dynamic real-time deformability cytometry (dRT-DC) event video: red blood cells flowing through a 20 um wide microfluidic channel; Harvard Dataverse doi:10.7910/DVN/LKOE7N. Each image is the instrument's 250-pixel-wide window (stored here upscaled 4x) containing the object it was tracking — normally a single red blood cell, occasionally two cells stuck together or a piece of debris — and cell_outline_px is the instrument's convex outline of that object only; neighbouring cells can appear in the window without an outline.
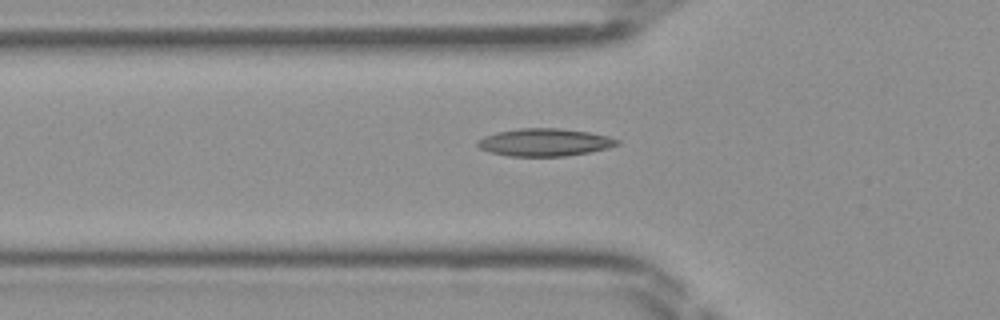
{"species": "Egyptian fruit bat (a non-hibernating species)", "species_latin": "Rousettus aegyptiacus", "temperature_condition": "room temperature", "stored_images_in_passage": 40, "camera_frame_rate_fps": 3000, "um_per_image_px": 0.085, "frame": {"image": 1, "passage_image": 12, "time_ms": 3.667, "image_size_px": [1000, 320], "cell_outline_px": [[620, 144], [608, 148], [588, 152], [564, 156], [508, 156], [488, 152], [480, 148], [476, 144], [476, 140], [484, 136], [496, 132], [520, 128], [560, 128], [588, 132], [608, 136], [620, 140]], "centroid_in_image_um": [46.26, 12.09], "position_along_channel_um": 79.5, "area_um2": 22.54}}
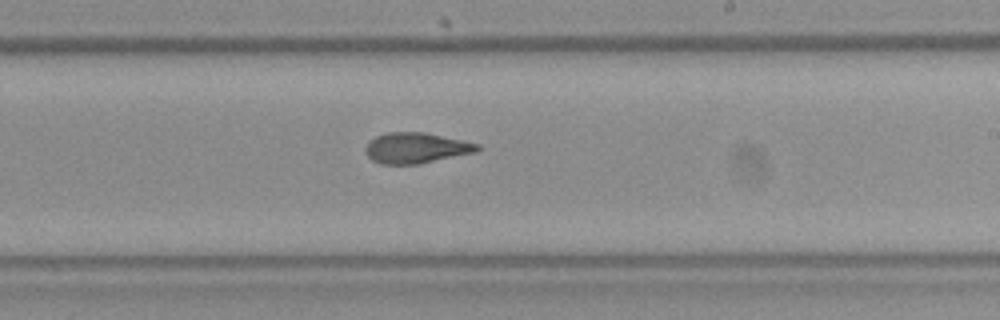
{"frame": {"image": 2, "passage_image": 24, "time_ms": 7.667, "image_size_px": [1000, 320], "cell_outline_px": [[484, 148], [476, 152], [420, 164], [380, 164], [372, 160], [364, 152], [364, 148], [376, 136], [388, 132], [424, 132], [480, 144]], "centroid_in_image_um": [35.39, 12.58], "position_along_channel_um": 253.6, "area_um2": 20.06}}
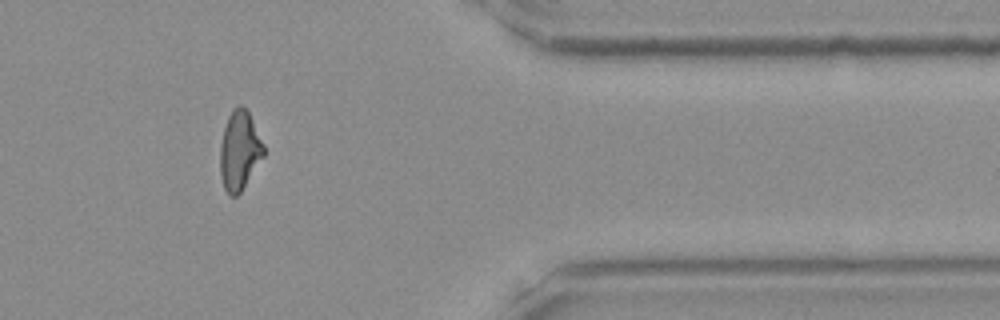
{"frame": {"image": 3, "passage_image": 35, "time_ms": 11.333, "image_size_px": [1000, 320], "cell_outline_px": [[264, 156], [240, 192], [236, 196], [228, 196], [224, 188], [220, 176], [220, 144], [224, 128], [228, 116], [232, 108], [240, 104], [248, 112], [264, 144]], "centroid_in_image_um": [20.34, 12.81], "position_along_channel_um": 391.1, "area_um2": 20.06}}